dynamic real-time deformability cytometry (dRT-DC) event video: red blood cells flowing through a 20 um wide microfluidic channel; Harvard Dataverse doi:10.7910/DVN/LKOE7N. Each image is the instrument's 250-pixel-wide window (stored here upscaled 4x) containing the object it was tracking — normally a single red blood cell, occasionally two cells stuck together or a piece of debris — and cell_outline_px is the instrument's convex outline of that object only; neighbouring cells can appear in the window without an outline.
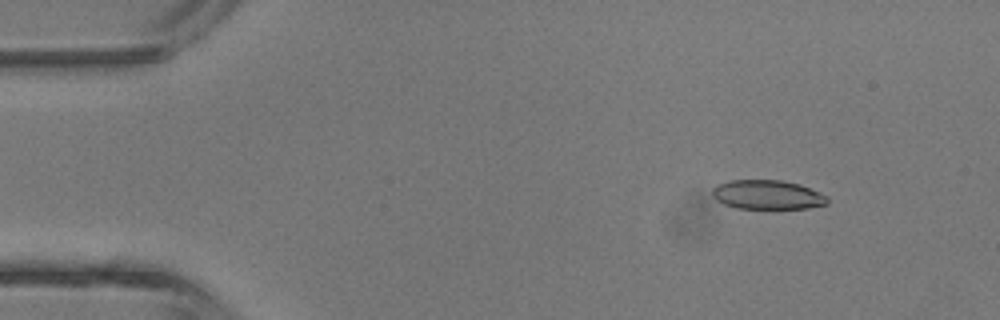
{"species": "common noctule bat (a hibernating species)", "species_latin": "Nyctalus noctula", "temperature_condition": "room temperature", "stored_images_in_passage": 4, "camera_frame_rate_fps": 3000, "um_per_image_px": 0.085, "animal": {"sex": "male", "body_mass_g": 13.3}, "frame": {"image": 1, "passage_image": 2, "time_ms": 1.333, "image_size_px": [1000, 320], "cell_outline_px": [[828, 204], [808, 208], [736, 208], [724, 204], [716, 200], [712, 196], [712, 188], [716, 184], [728, 180], [780, 180], [800, 184], [824, 196], [828, 200]], "centroid_in_image_um": [65.15, 16.55], "position_along_channel_um": 19.8, "area_um2": 19.48}}